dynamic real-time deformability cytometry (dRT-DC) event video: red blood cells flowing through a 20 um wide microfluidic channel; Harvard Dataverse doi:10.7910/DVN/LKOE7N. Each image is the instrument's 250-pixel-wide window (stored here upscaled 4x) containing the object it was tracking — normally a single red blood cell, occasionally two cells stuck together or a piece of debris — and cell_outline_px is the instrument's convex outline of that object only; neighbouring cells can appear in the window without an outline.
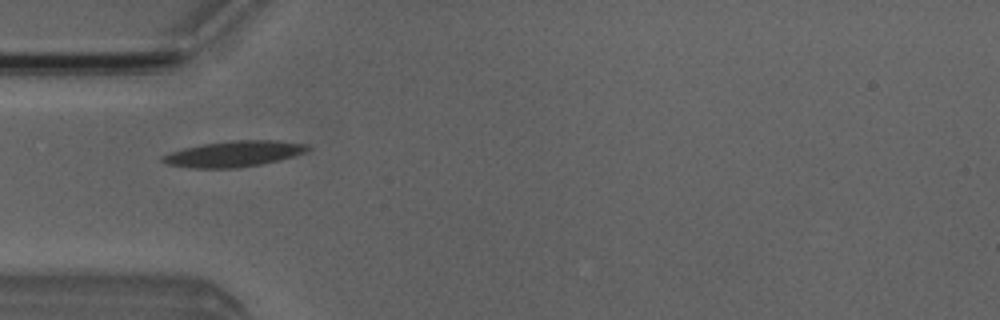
{"species": "Egyptian fruit bat (a non-hibernating species)", "species_latin": "Rousettus aegyptiacus", "temperature_condition": "room temperature", "stored_images_in_passage": 7, "camera_frame_rate_fps": 3000, "um_per_image_px": 0.085, "animal": {"sex": "male"}, "frame": {"image": 1, "passage_image": 4, "time_ms": 4.333, "image_size_px": [1000, 320], "cell_outline_px": [[312, 148], [304, 152], [280, 160], [260, 164], [236, 168], [192, 168], [168, 164], [160, 160], [160, 156], [168, 152], [184, 148], [204, 144], [232, 140], [280, 140], [304, 144]], "centroid_in_image_um": [19.84, 13.07], "position_along_channel_um": 65.2, "area_um2": 21.79}}
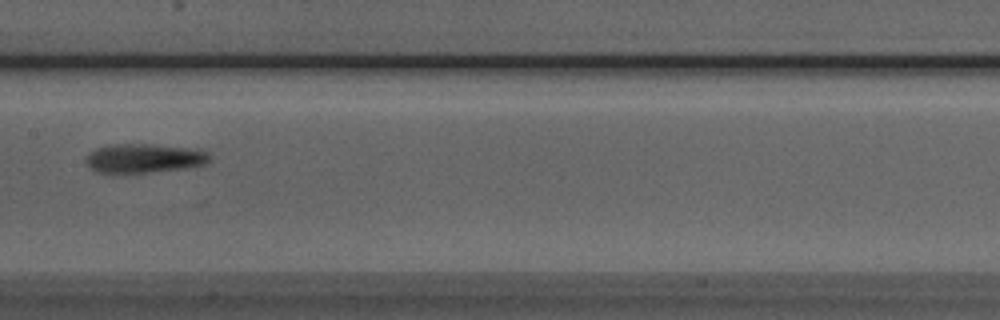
{"frame": {"image": 2, "passage_image": 7, "time_ms": 7.667, "image_size_px": [1000, 320], "cell_outline_px": [[212, 160], [204, 164], [184, 168], [112, 176], [96, 172], [88, 168], [84, 160], [88, 152], [96, 148], [112, 144], [148, 144], [196, 148], [208, 152]], "centroid_in_image_um": [12.15, 13.48], "position_along_channel_um": 195.2, "area_um2": 21.85}}